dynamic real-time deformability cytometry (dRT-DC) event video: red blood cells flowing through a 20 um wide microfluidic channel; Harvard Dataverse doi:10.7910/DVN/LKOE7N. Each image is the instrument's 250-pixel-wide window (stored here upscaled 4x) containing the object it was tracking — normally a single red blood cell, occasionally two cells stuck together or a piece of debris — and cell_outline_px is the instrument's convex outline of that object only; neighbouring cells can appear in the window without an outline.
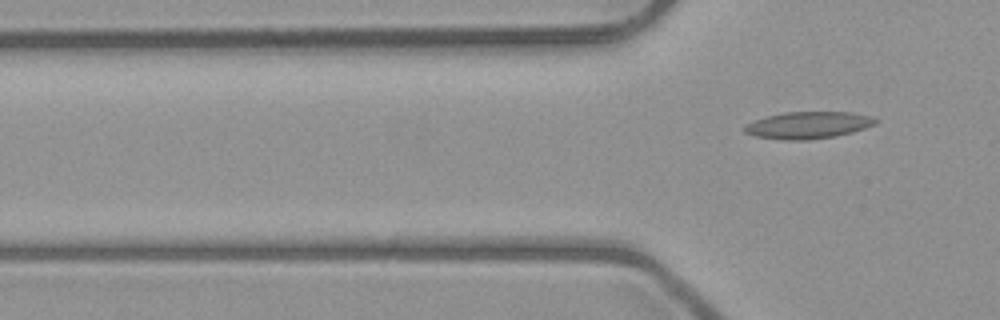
{"species": "common noctule bat (a hibernating species)", "species_latin": "Nyctalus noctula", "temperature_condition": "room temperature", "stored_images_in_passage": 2, "camera_frame_rate_fps": 3000, "um_per_image_px": 0.085, "animal": {"sex": "male", "body_mass_g": 23.1, "forearm_length_mm": 52.7}, "frame": {"image": 1, "passage_image": 2, "time_ms": 2.0, "image_size_px": [1000, 320], "cell_outline_px": [[876, 124], [852, 132], [836, 136], [808, 140], [784, 140], [756, 136], [744, 132], [744, 128], [748, 124], [756, 120], [768, 116], [784, 112], [852, 112], [868, 116], [876, 120]], "centroid_in_image_um": [68.7, 10.64], "position_along_channel_um": 57.1, "area_um2": 20.29}}